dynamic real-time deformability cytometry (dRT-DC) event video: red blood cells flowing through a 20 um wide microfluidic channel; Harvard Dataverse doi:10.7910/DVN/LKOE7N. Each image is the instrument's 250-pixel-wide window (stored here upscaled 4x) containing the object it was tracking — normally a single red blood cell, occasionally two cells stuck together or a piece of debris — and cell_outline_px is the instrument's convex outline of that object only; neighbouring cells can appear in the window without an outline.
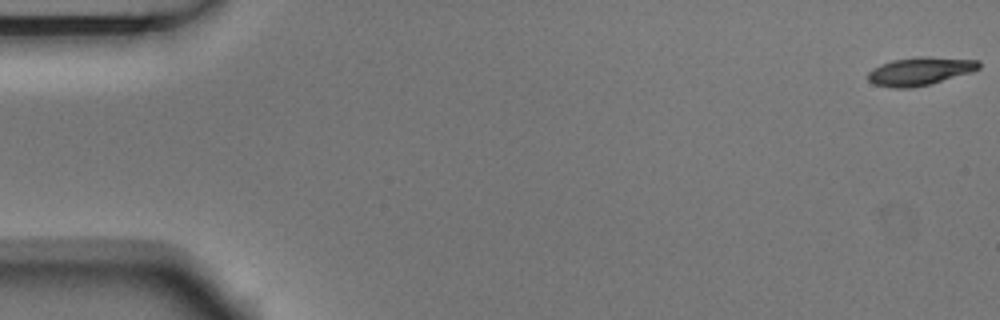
{"species": "Egyptian fruit bat (a non-hibernating species)", "species_latin": "Rousettus aegyptiacus", "temperature_condition": "room temperature", "stored_images_in_passage": 6, "camera_frame_rate_fps": 3000, "um_per_image_px": 0.085, "animal": {"sex": "male"}, "frame": {"image": 1, "passage_image": 1, "time_ms": 0.0, "image_size_px": [1000, 320], "cell_outline_px": [[980, 68], [972, 72], [928, 84], [912, 88], [892, 88], [876, 84], [868, 80], [868, 72], [872, 68], [880, 64], [892, 60], [920, 56], [924, 56], [980, 60]], "centroid_in_image_um": [78.19, 6.04], "position_along_channel_um": 6.8, "area_um2": 18.15}}
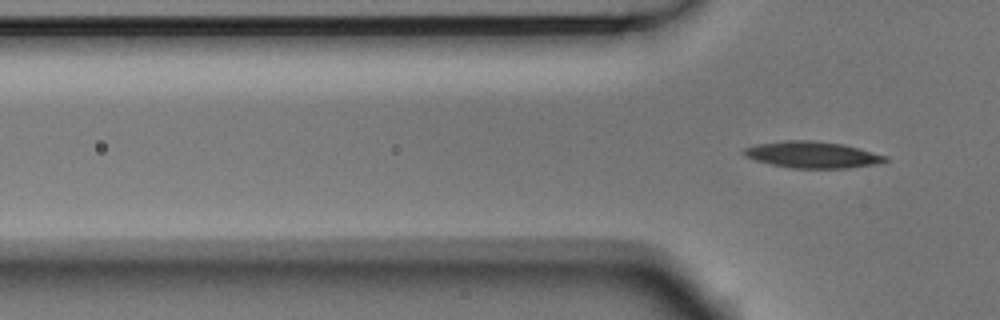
{"frame": {"image": 2, "passage_image": 6, "time_ms": 1.667, "image_size_px": [1000, 320], "cell_outline_px": [[888, 160], [872, 164], [848, 168], [792, 168], [772, 164], [756, 160], [744, 156], [744, 148], [760, 144], [784, 140], [812, 140], [844, 144], [860, 148], [888, 156]], "centroid_in_image_um": [69.07, 13.14], "position_along_channel_um": 56.7, "area_um2": 21.62}}